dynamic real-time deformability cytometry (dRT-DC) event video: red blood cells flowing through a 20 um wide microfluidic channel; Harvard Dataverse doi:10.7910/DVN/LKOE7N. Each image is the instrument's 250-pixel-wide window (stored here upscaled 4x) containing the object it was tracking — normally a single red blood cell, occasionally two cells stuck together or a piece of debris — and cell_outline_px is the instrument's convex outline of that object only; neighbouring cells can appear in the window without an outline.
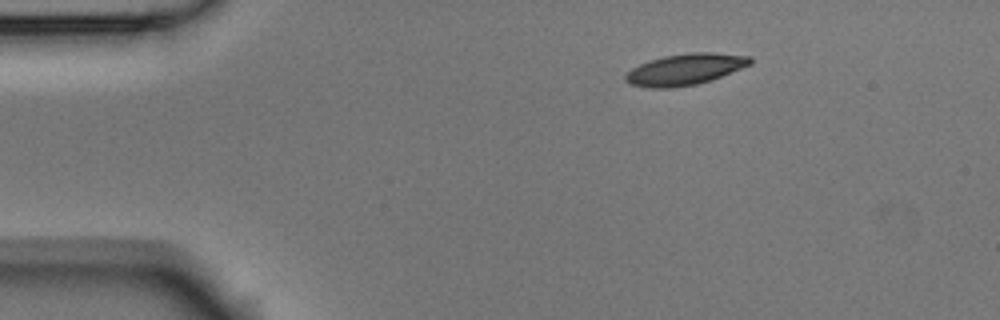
{"species": "Egyptian fruit bat (a non-hibernating species)", "species_latin": "Rousettus aegyptiacus", "temperature_condition": "room temperature", "stored_images_in_passage": 3, "camera_frame_rate_fps": 3000, "um_per_image_px": 0.085, "animal": {"sex": "male"}, "frame": {"image": 1, "passage_image": 1, "time_ms": 0.0, "image_size_px": [1000, 320], "cell_outline_px": [[752, 64], [720, 76], [696, 84], [672, 88], [652, 88], [628, 84], [624, 80], [624, 76], [632, 68], [640, 64], [664, 56], [692, 52], [712, 52], [752, 56]], "centroid_in_image_um": [58.23, 5.89], "position_along_channel_um": 26.8, "area_um2": 22.54}}